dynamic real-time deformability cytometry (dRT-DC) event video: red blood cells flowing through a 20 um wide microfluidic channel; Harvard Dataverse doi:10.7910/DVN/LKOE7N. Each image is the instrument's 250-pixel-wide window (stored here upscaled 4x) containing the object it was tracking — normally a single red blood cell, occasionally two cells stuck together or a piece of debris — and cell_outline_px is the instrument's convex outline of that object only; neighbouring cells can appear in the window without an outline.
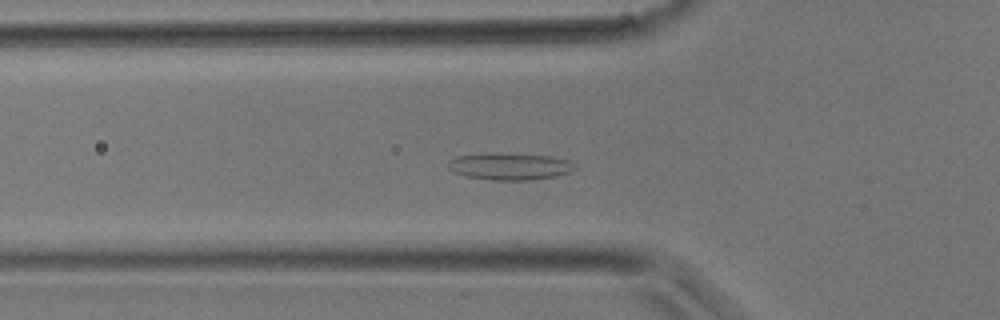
{"species": "common noctule bat (a hibernating species)", "species_latin": "Nyctalus noctula", "temperature_condition": "room temperature", "stored_images_in_passage": 35, "camera_frame_rate_fps": 3000, "um_per_image_px": 0.085, "animal": {"sex": "male", "body_mass_g": 17.9}, "frame": {"image": 1, "passage_image": 12, "time_ms": 3.667, "image_size_px": [1000, 320], "cell_outline_px": [[576, 168], [572, 172], [556, 176], [528, 180], [492, 180], [464, 176], [452, 172], [448, 168], [448, 160], [456, 156], [488, 152], [496, 152], [548, 156], [568, 160]], "centroid_in_image_um": [43.26, 14.13], "position_along_channel_um": 82.5, "area_um2": 20.17}}
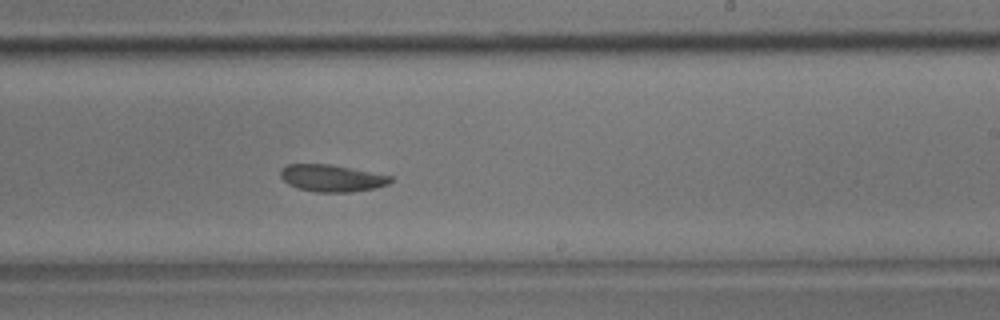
{"frame": {"image": 2, "passage_image": 23, "time_ms": 7.333, "image_size_px": [1000, 320], "cell_outline_px": [[392, 180], [388, 184], [376, 188], [348, 192], [316, 192], [300, 188], [288, 184], [280, 176], [280, 168], [288, 164], [328, 164], [392, 176]], "centroid_in_image_um": [28.18, 15.14], "position_along_channel_um": 260.8, "area_um2": 17.11}}
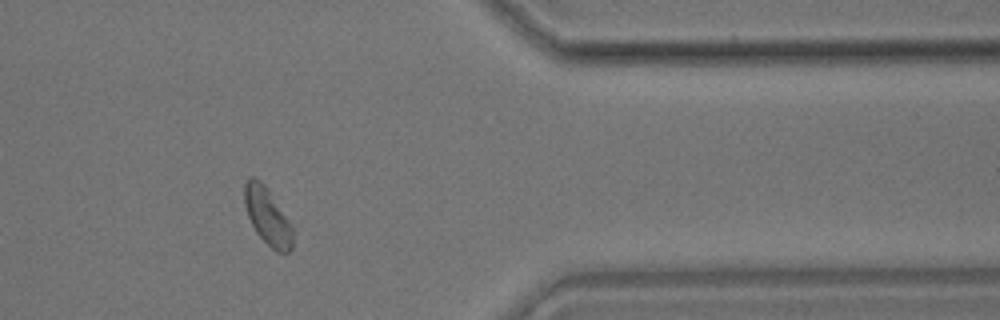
{"frame": {"image": 3, "passage_image": 32, "time_ms": 10.333, "image_size_px": [1000, 320], "cell_outline_px": [[292, 248], [288, 252], [276, 252], [256, 232], [248, 216], [244, 204], [244, 184], [252, 176], [260, 180], [264, 184], [292, 224]], "centroid_in_image_um": [22.73, 18.38], "position_along_channel_um": 388.7, "area_um2": 15.84}}